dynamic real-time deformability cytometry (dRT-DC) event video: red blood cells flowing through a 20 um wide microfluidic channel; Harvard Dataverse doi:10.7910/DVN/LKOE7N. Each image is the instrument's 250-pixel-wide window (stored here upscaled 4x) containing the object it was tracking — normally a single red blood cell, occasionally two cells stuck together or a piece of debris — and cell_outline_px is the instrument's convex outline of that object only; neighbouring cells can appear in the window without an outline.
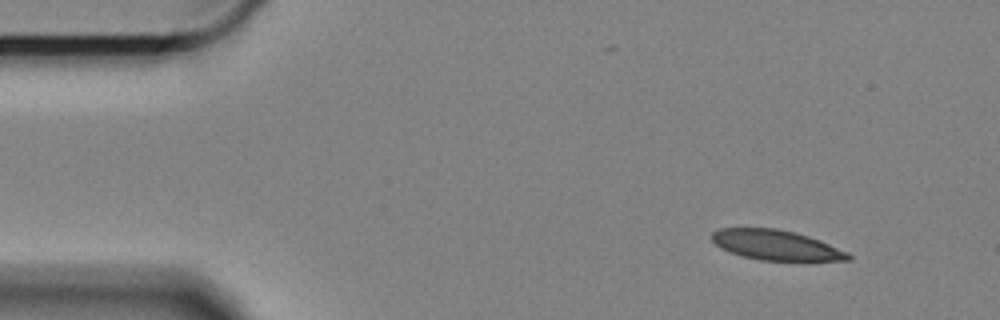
{"species": "Egyptian fruit bat (a non-hibernating species)", "species_latin": "Rousettus aegyptiacus", "temperature_condition": "cold", "stored_images_in_passage": 55, "camera_frame_rate_fps": 3000, "um_per_image_px": 0.085, "animal": {"sex": "female"}, "frame": {"image": 1, "passage_image": 1, "time_ms": 0.0, "image_size_px": [1000, 320], "cell_outline_px": [[852, 260], [804, 264], [760, 260], [740, 256], [728, 252], [720, 248], [712, 240], [712, 232], [720, 228], [776, 228], [796, 232], [820, 240], [848, 252], [852, 256]], "centroid_in_image_um": [66.07, 20.9], "position_along_channel_um": 18.9, "area_um2": 25.2}}
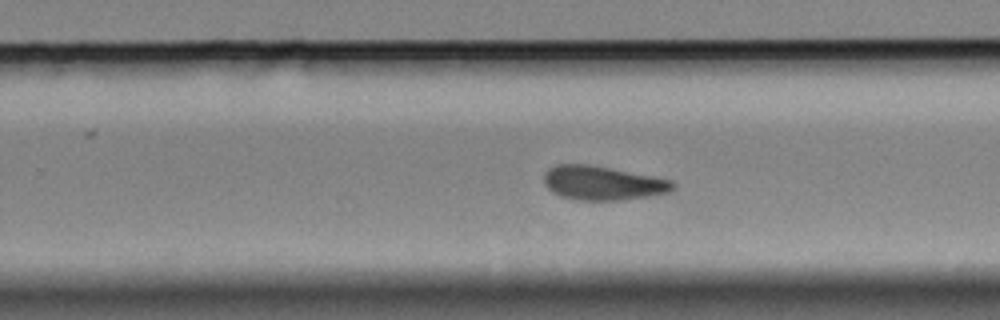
{"frame": {"image": 2, "passage_image": 32, "time_ms": 10.333, "image_size_px": [1000, 320], "cell_outline_px": [[676, 188], [668, 192], [648, 196], [620, 200], [576, 200], [560, 196], [552, 192], [544, 184], [544, 172], [548, 168], [556, 164], [588, 164], [652, 176], [672, 180], [676, 184]], "centroid_in_image_um": [51.2, 15.56], "position_along_channel_um": 278.6, "area_um2": 25.61}}
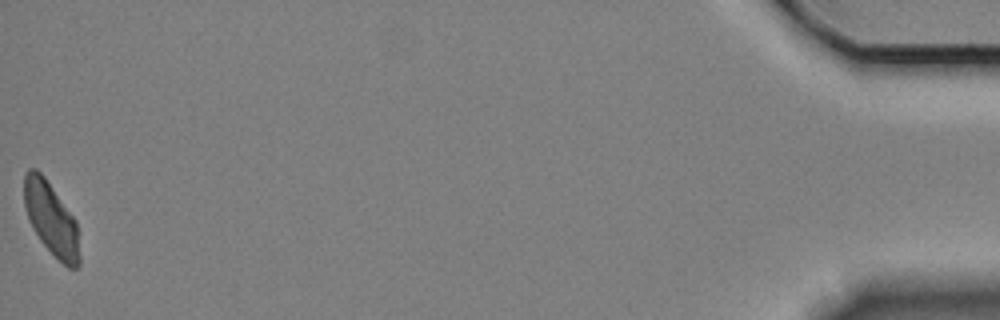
{"frame": {"image": 3, "passage_image": 55, "time_ms": 18.0, "image_size_px": [1000, 320], "cell_outline_px": [[80, 264], [76, 268], [68, 268], [40, 240], [32, 228], [28, 220], [24, 204], [24, 172], [28, 168], [36, 168], [44, 176], [76, 220], [80, 256]], "centroid_in_image_um": [4.34, 18.58], "position_along_channel_um": 430.9, "area_um2": 23.47}, "authors_computed_cell_mechanics": {"area_um2": 25.6632, "velocity_mm_per_s": 3.275, "shape_relaxation_time_tau1_ms": 5.4662, "shape_relaxation_time_tau2_ms": 2.2625, "deformation_change_tau1": 0.1364, "deformation_change_tau2": 0.0734}}